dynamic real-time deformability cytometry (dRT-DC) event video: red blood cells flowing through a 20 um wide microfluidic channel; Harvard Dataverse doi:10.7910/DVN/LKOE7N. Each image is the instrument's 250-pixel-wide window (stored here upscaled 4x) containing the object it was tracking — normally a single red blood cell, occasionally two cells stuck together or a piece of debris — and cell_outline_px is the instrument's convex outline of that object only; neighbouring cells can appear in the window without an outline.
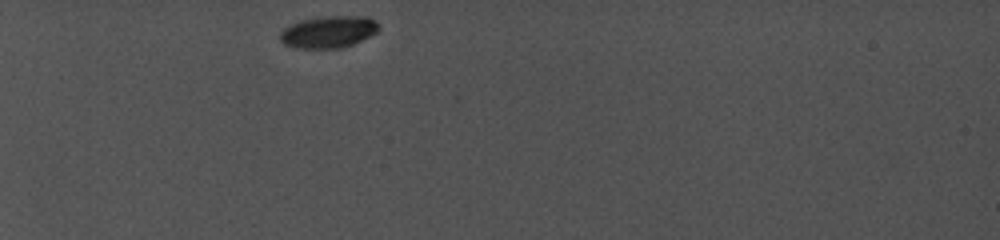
{"species": "common noctule bat (a hibernating species)", "species_latin": "Nyctalus noctula", "temperature_condition": "cold", "stored_images_in_passage": 59, "camera_frame_rate_fps": 5000, "um_per_image_px": 0.085, "animal": {"sex": "female", "body_mass_g": 19.0, "forearm_length_mm": 56.7}, "frame": {"image": 1, "passage_image": 1, "time_ms": 0.0, "image_size_px": [1000, 240], "cell_outline_px": [[380, 28], [376, 32], [344, 48], [296, 48], [284, 44], [280, 40], [280, 32], [284, 28], [300, 20], [320, 16], [368, 16], [376, 20], [380, 24]], "centroid_in_image_um": [27.93, 2.69], "position_along_channel_um": 57.1, "area_um2": 18.5}}
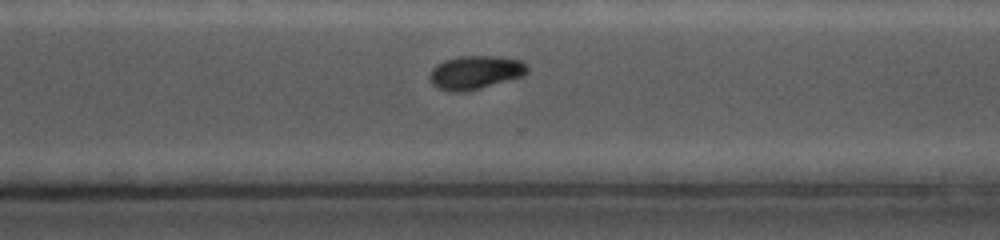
{"frame": {"image": 2, "passage_image": 46, "time_ms": 8.4, "image_size_px": [1000, 240], "cell_outline_px": [[528, 72], [524, 76], [480, 88], [464, 92], [456, 92], [436, 88], [428, 80], [428, 76], [432, 68], [436, 64], [444, 60], [460, 56], [496, 56], [520, 60], [528, 68]], "centroid_in_image_um": [40.36, 6.16], "position_along_channel_um": 330.2, "area_um2": 19.19}}
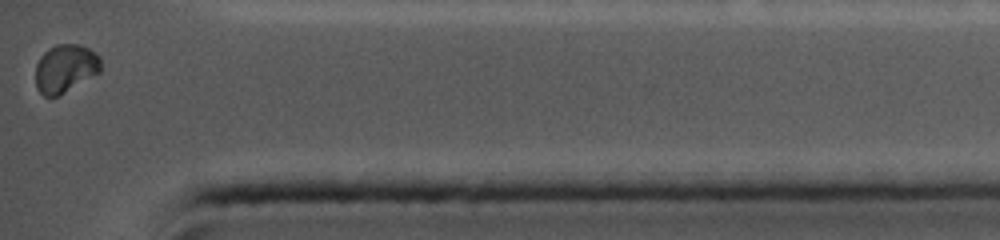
{"frame": {"image": 3, "passage_image": 59, "time_ms": 11.0, "image_size_px": [1000, 240], "cell_outline_px": [[100, 72], [56, 96], [44, 96], [36, 88], [36, 64], [40, 56], [48, 48], [56, 44], [80, 44], [88, 48], [100, 56]], "centroid_in_image_um": [5.53, 5.79], "position_along_channel_um": 429.7, "area_um2": 18.15}, "authors_computed_cell_mechanics": {"area_um2": 19.3052, "velocity_mm_per_s": 3.9131, "shape_relaxation_time_tau1_ms": 8.4539, "shape_relaxation_time_tau2_ms": 7.797, "deformation_change_tau1": 0.1535, "deformation_change_tau2": 0.0616}}